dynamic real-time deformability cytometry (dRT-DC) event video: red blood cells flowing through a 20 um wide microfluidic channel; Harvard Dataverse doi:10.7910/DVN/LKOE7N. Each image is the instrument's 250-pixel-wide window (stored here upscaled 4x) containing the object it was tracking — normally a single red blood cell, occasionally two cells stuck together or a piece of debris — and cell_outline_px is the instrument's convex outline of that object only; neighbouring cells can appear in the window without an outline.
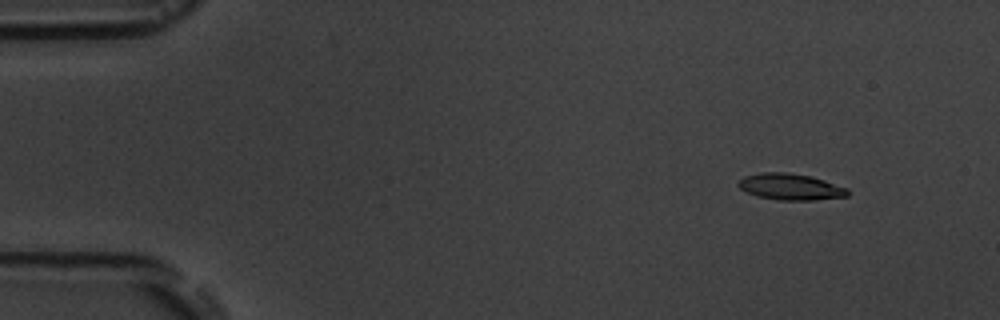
{"species": "common noctule bat (a hibernating species)", "species_latin": "Nyctalus noctula", "temperature_condition": "room temperature", "stored_images_in_passage": 4, "camera_frame_rate_fps": 3000, "um_per_image_px": 0.085, "animal": {"sex": "male", "body_mass_g": 19.5, "forearm_length_mm": 54.6}, "frame": {"image": 1, "passage_image": 1, "time_ms": 0.0, "image_size_px": [1000, 320], "cell_outline_px": [[848, 196], [812, 200], [780, 200], [756, 196], [740, 188], [736, 184], [744, 176], [760, 172], [788, 172], [812, 176], [848, 188]], "centroid_in_image_um": [67.18, 15.87], "position_along_channel_um": 17.8, "area_um2": 16.82}}
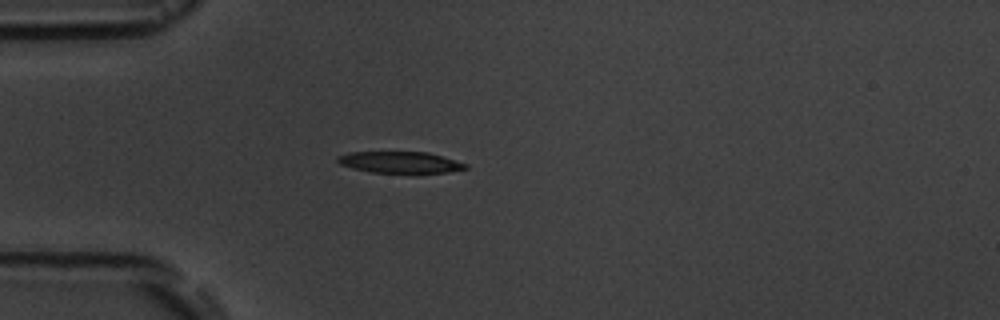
{"frame": {"image": 2, "passage_image": 4, "time_ms": 3.333, "image_size_px": [1000, 320], "cell_outline_px": [[468, 168], [448, 172], [416, 176], [372, 172], [352, 168], [340, 164], [336, 160], [336, 156], [348, 152], [428, 152], [468, 164]], "centroid_in_image_um": [34.04, 13.84], "position_along_channel_um": 51.0, "area_um2": 16.88}}